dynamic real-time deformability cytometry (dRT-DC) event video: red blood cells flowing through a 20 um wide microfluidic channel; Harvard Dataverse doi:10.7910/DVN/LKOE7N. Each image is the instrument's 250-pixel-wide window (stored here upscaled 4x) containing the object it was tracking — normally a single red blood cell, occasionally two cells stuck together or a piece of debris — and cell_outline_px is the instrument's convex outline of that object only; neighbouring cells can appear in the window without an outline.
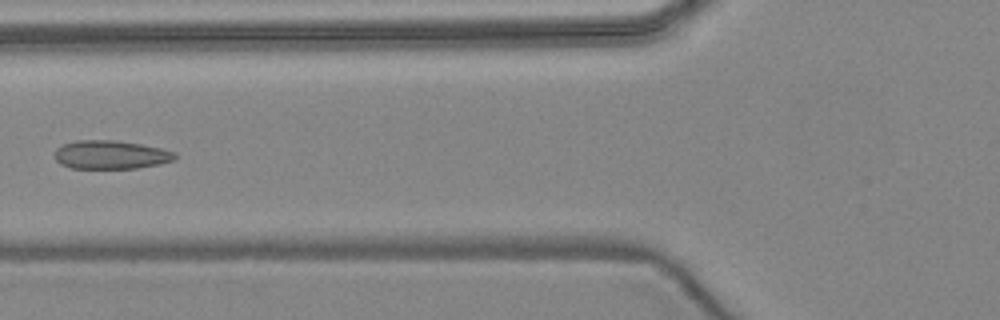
{"species": "common noctule bat (a hibernating species)", "species_latin": "Nyctalus noctula", "temperature_condition": "warm", "stored_images_in_passage": 6, "camera_frame_rate_fps": 3000, "um_per_image_px": 0.085, "animal": {"sex": "female", "body_mass_g": 24.6, "forearm_length_mm": 56.2}, "frame": {"image": 1, "passage_image": 5, "time_ms": 4.667, "image_size_px": [1000, 320], "cell_outline_px": [[176, 156], [172, 160], [160, 164], [136, 168], [72, 168], [60, 164], [52, 156], [56, 148], [64, 144], [76, 140], [116, 140], [164, 148], [176, 152]], "centroid_in_image_um": [9.39, 13.14], "position_along_channel_um": 116.4, "area_um2": 20.17}}
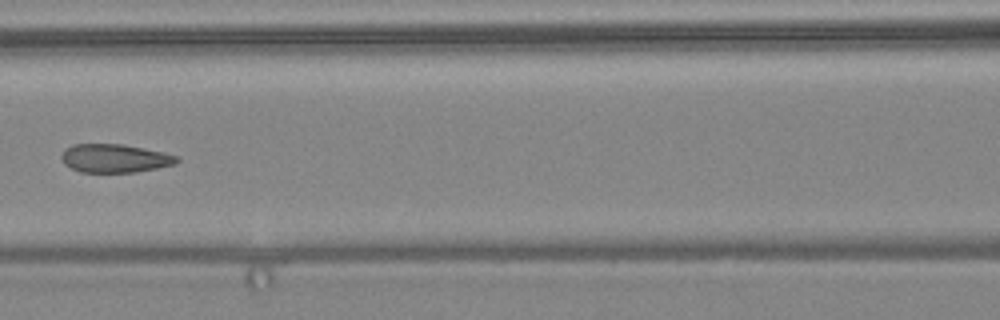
{"frame": {"image": 2, "passage_image": 6, "time_ms": 5.667, "image_size_px": [1000, 320], "cell_outline_px": [[180, 160], [176, 164], [136, 172], [80, 172], [64, 164], [60, 160], [60, 156], [64, 148], [72, 144], [124, 144], [164, 152], [176, 156]], "centroid_in_image_um": [9.72, 13.45], "position_along_channel_um": 156.9, "area_um2": 19.31}}